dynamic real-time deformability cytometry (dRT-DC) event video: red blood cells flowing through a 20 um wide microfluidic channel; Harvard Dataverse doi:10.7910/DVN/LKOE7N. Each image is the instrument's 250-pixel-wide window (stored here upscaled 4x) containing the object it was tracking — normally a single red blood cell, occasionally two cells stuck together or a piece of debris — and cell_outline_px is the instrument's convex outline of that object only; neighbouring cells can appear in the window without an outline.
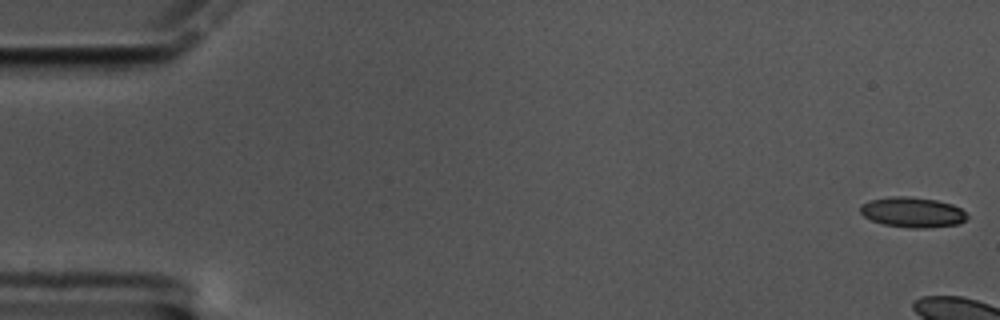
{"species": "common noctule bat (a hibernating species)", "species_latin": "Nyctalus noctula", "temperature_condition": "cold", "stored_images_in_passage": 7, "camera_frame_rate_fps": 3000, "um_per_image_px": 0.085, "animal": {"sex": "male", "body_mass_g": 17.5, "forearm_length_mm": 52.3}, "frame": {"image": 1, "passage_image": 1, "time_ms": 0.0, "image_size_px": [1000, 320], "cell_outline_px": [[968, 216], [960, 224], [924, 228], [908, 228], [884, 224], [872, 220], [864, 216], [860, 212], [860, 204], [868, 200], [888, 196], [908, 196], [936, 200], [952, 204], [960, 208]], "centroid_in_image_um": [77.53, 18.03], "position_along_channel_um": 7.5, "area_um2": 18.9}}